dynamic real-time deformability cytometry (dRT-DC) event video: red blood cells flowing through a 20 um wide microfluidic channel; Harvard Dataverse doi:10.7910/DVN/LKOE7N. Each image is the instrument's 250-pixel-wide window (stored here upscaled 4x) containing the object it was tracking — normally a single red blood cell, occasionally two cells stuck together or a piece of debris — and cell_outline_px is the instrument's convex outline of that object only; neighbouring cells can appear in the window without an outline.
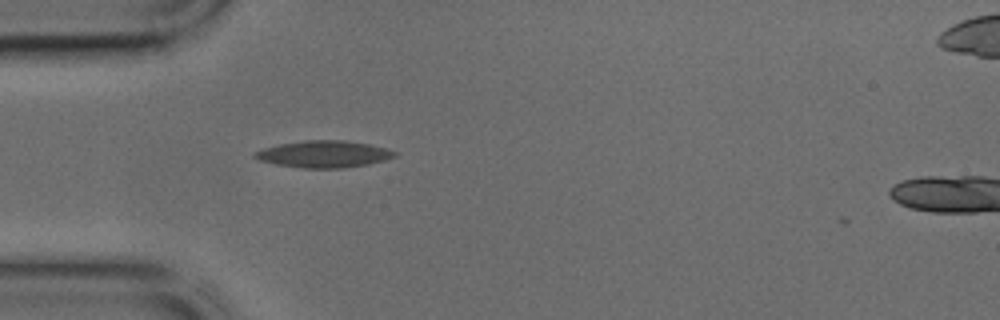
{"species": "common noctule bat (a hibernating species)", "species_latin": "Nyctalus noctula", "temperature_condition": "cold", "stored_images_in_passage": 2, "camera_frame_rate_fps": 3000, "um_per_image_px": 0.085, "animal": {"sex": "male", "body_mass_g": 17.9, "forearm_length_mm": 54.2}, "frame": {"image": 1, "passage_image": 1, "time_ms": 0.0, "image_size_px": [1000, 320], "cell_outline_px": [[400, 152], [396, 156], [384, 160], [368, 164], [344, 168], [304, 168], [276, 164], [260, 160], [252, 156], [252, 152], [264, 148], [280, 144], [304, 140], [344, 140], [368, 144]], "centroid_in_image_um": [27.52, 13.1], "position_along_channel_um": 57.5, "area_um2": 21.85}}